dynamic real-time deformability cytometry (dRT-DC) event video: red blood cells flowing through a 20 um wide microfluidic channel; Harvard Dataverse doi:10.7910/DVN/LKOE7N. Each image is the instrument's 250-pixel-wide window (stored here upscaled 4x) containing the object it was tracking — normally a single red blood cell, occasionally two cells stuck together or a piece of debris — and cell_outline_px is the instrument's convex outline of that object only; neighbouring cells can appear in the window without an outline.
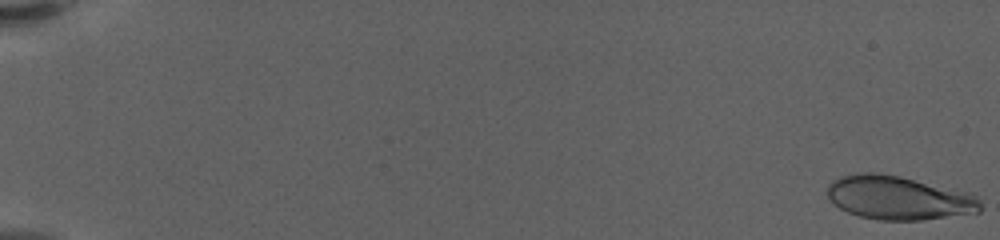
{"species": "human", "species_latin": "Homo sapiens", "temperature_condition": "warm", "stored_images_in_passage": 61, "camera_frame_rate_fps": 3000, "um_per_image_px": 0.085, "donor": {"sex": "female"}, "frame": {"image": 1, "passage_image": 1, "time_ms": 0.0, "image_size_px": [1000, 240], "cell_outline_px": [[980, 212], [920, 220], [880, 220], [860, 216], [848, 212], [840, 208], [828, 196], [828, 184], [832, 180], [840, 176], [856, 172], [876, 172], [900, 176], [968, 192], [976, 196], [980, 200]], "centroid_in_image_um": [76.37, 16.8], "position_along_channel_um": 8.6, "area_um2": 38.9}}
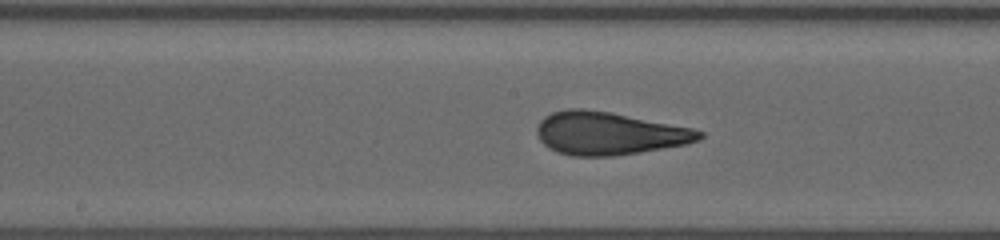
{"frame": {"image": 2, "passage_image": 34, "time_ms": 11.0, "image_size_px": [1000, 240], "cell_outline_px": [[704, 136], [700, 140], [684, 144], [640, 152], [612, 156], [572, 156], [556, 152], [548, 148], [540, 140], [536, 132], [536, 128], [540, 120], [544, 116], [552, 112], [568, 108], [580, 108], [612, 112], [692, 128], [704, 132]], "centroid_in_image_um": [51.73, 11.33], "position_along_channel_um": 196.5, "area_um2": 40.69}}
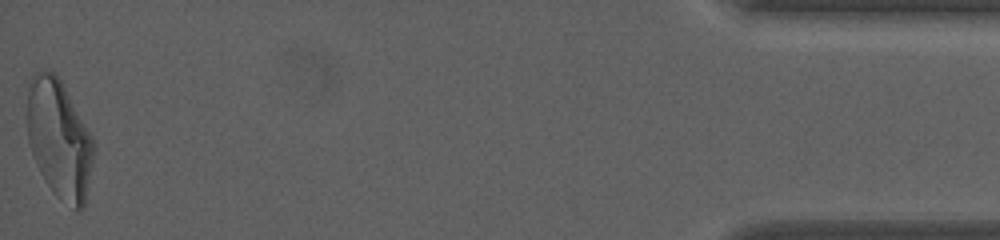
{"frame": {"image": 3, "passage_image": 61, "time_ms": 20.0, "image_size_px": [1000, 240], "cell_outline_px": [[96, 148], [84, 208], [80, 212], [76, 212], [56, 196], [52, 192], [40, 172], [36, 164], [28, 140], [28, 88], [32, 72], [44, 68], [52, 72], [60, 80], [92, 136], [96, 144]], "centroid_in_image_um": [5.05, 11.87], "position_along_channel_um": 430.1, "area_um2": 46.3}, "authors_computed_cell_mechanics": {"area_um2": 39.882, "velocity_mm_per_s": 3.5032, "shape_relaxation_time_tau1_ms": 6.7458, "shape_relaxation_time_tau2_ms": 0.7948, "deformation_change_tau1": 0.2244, "deformation_change_tau2": 0.0765}}